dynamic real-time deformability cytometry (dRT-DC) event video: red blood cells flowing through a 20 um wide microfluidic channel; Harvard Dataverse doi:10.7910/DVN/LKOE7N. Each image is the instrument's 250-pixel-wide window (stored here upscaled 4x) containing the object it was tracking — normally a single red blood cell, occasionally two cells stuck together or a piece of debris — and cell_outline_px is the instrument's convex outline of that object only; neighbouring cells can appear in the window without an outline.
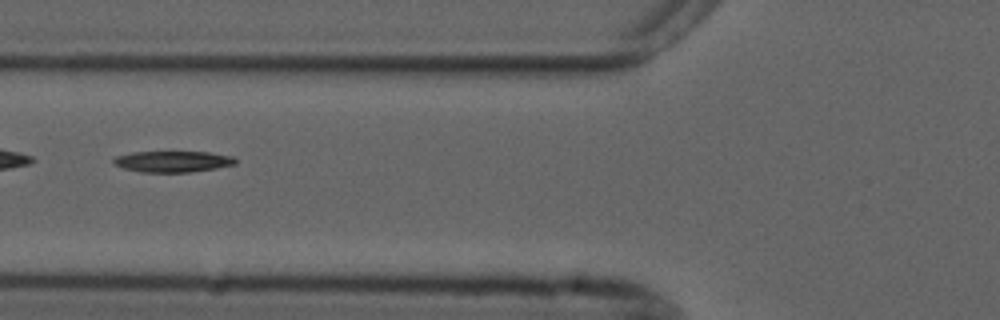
{"species": "common noctule bat (a hibernating species)", "species_latin": "Nyctalus noctula", "temperature_condition": "cold", "stored_images_in_passage": 4, "camera_frame_rate_fps": 3000, "um_per_image_px": 0.085, "animal": {"sex": "male", "forearm_length_mm": 52.5}, "frame": {"image": 1, "passage_image": 3, "time_ms": 2.333, "image_size_px": [1000, 320], "cell_outline_px": [[236, 164], [216, 168], [188, 172], [140, 172], [124, 168], [116, 164], [112, 160], [116, 156], [132, 152], [208, 152], [232, 156], [236, 160]], "centroid_in_image_um": [14.69, 13.72], "position_along_channel_um": 111.1, "area_um2": 14.85}}
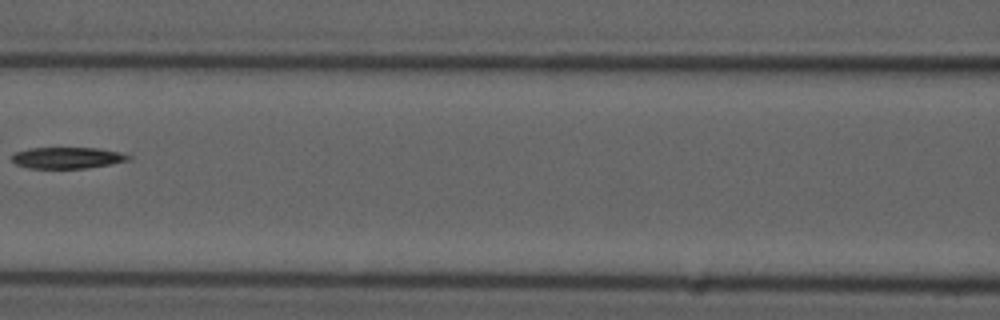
{"frame": {"image": 2, "passage_image": 4, "time_ms": 3.667, "image_size_px": [1000, 320], "cell_outline_px": [[132, 160], [84, 168], [28, 168], [16, 164], [12, 160], [12, 152], [28, 148], [100, 148], [120, 152], [132, 156]], "centroid_in_image_um": [5.71, 13.4], "position_along_channel_um": 160.9, "area_um2": 14.57}}